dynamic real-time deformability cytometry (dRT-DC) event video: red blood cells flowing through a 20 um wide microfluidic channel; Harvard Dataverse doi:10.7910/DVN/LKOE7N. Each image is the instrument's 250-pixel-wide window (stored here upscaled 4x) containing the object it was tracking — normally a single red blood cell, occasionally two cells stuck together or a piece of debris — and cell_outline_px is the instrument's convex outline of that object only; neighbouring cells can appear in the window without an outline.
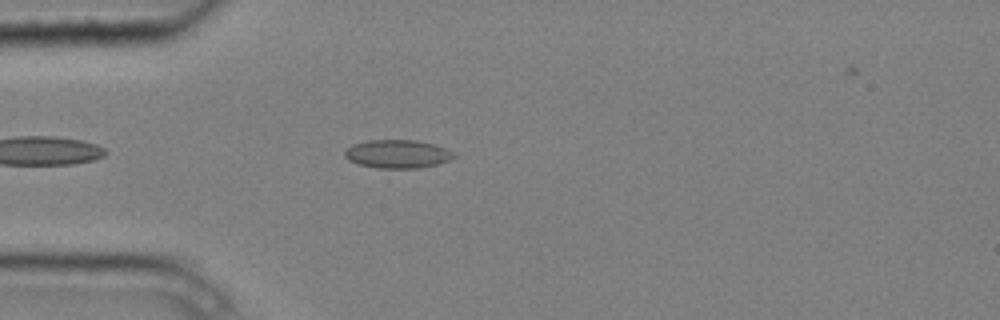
{"species": "common noctule bat (a hibernating species)", "species_latin": "Nyctalus noctula", "temperature_condition": "cold", "stored_images_in_passage": 4, "camera_frame_rate_fps": 3000, "um_per_image_px": 0.085, "animal": {"sex": "male", "body_mass_g": 20.4}, "frame": {"image": 1, "passage_image": 3, "time_ms": 0.667, "image_size_px": [1000, 320], "cell_outline_px": [[456, 156], [448, 160], [436, 164], [420, 168], [376, 168], [360, 164], [348, 160], [344, 156], [344, 152], [352, 144], [368, 140], [416, 140], [432, 144], [444, 148], [452, 152]], "centroid_in_image_um": [33.75, 13.09], "position_along_channel_um": 51.3, "area_um2": 17.86}}